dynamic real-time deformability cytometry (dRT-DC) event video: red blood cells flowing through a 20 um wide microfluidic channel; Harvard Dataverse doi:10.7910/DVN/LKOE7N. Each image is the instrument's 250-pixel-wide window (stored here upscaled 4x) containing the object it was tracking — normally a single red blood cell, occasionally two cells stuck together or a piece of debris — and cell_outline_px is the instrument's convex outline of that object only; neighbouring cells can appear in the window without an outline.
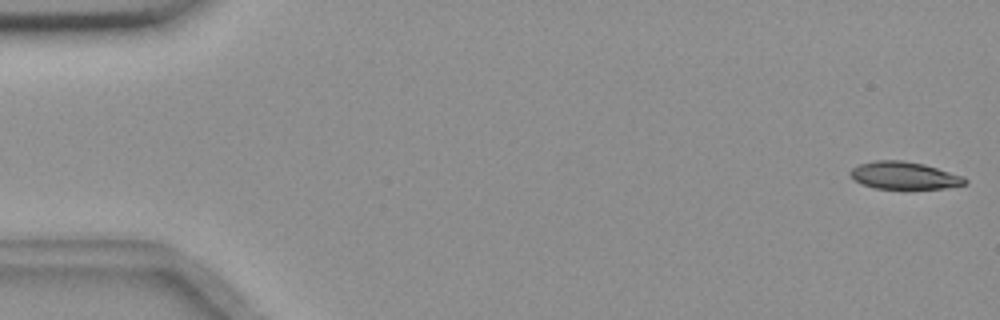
{"species": "common noctule bat (a hibernating species)", "species_latin": "Nyctalus noctula", "temperature_condition": "room temperature", "stored_images_in_passage": 8, "camera_frame_rate_fps": 3000, "um_per_image_px": 0.085, "animal": {"sex": "female", "body_mass_g": 18.4}, "frame": {"image": 1, "passage_image": 1, "time_ms": 0.0, "image_size_px": [1000, 320], "cell_outline_px": [[968, 184], [944, 188], [876, 188], [860, 184], [848, 172], [852, 168], [860, 164], [872, 160], [904, 160], [924, 164], [964, 176], [968, 180]], "centroid_in_image_um": [76.87, 14.9], "position_along_channel_um": 8.1, "area_um2": 18.32}}